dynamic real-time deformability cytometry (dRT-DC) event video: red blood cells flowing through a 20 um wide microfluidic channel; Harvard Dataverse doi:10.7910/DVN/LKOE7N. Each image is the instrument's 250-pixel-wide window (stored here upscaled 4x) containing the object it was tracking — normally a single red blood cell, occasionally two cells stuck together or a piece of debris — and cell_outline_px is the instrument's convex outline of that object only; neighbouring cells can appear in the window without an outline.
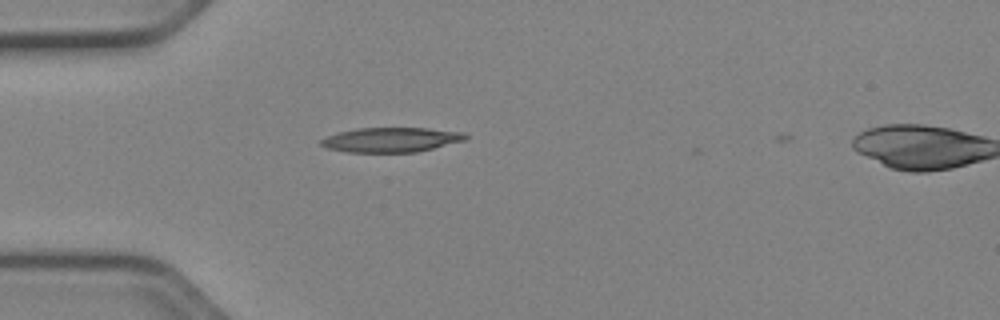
{"species": "Egyptian fruit bat (a non-hibernating species)", "species_latin": "Rousettus aegyptiacus", "temperature_condition": "cold", "stored_images_in_passage": 4, "camera_frame_rate_fps": 3000, "um_per_image_px": 0.085, "animal": {"sex": "female"}, "frame": {"image": 1, "passage_image": 2, "time_ms": 0.333, "image_size_px": [1000, 320], "cell_outline_px": [[468, 136], [464, 140], [416, 152], [348, 152], [328, 148], [320, 144], [320, 140], [328, 136], [340, 132], [356, 128], [428, 128], [464, 132]], "centroid_in_image_um": [33.24, 11.87], "position_along_channel_um": 51.8, "area_um2": 20.52}}